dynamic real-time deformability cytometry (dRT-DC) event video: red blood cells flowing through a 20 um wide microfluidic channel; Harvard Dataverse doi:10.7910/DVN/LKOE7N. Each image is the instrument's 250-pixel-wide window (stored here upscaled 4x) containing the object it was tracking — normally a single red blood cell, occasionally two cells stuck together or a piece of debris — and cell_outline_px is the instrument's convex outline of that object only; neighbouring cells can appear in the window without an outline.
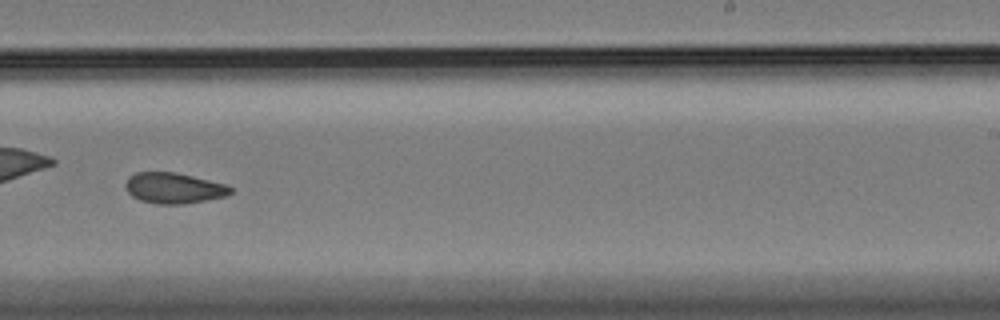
{"species": "Egyptian fruit bat (a non-hibernating species)", "species_latin": "Rousettus aegyptiacus", "temperature_condition": "cold", "stored_images_in_passage": 53, "camera_frame_rate_fps": 3000, "um_per_image_px": 0.085, "animal": {"sex": "female"}, "frame": {"image": 1, "passage_image": 31, "time_ms": 10.0, "image_size_px": [1000, 320], "cell_outline_px": [[232, 192], [228, 196], [184, 204], [156, 204], [140, 200], [132, 196], [128, 192], [124, 184], [128, 176], [136, 172], [176, 172], [228, 184], [232, 188]], "centroid_in_image_um": [14.79, 15.98], "position_along_channel_um": 274.2, "area_um2": 19.07}}
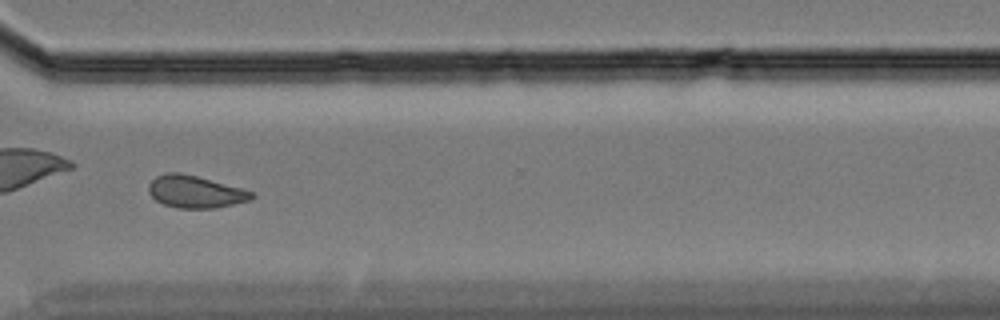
{"frame": {"image": 2, "passage_image": 38, "time_ms": 12.333, "image_size_px": [1000, 320], "cell_outline_px": [[256, 196], [252, 200], [212, 208], [180, 208], [164, 204], [156, 200], [148, 192], [148, 184], [156, 176], [164, 172], [180, 172], [196, 176], [240, 188], [252, 192]], "centroid_in_image_um": [16.57, 16.29], "position_along_channel_um": 354.0, "area_um2": 19.19}, "authors_computed_cell_mechanics": {"area_um2": 19.363, "velocity_mm_per_s": 3.413, "shape_relaxation_time_tau1_ms": null, "shape_relaxation_time_tau2_ms": 3.1212, "deformation_change_tau1": null, "deformation_change_tau2": 0.0838}}